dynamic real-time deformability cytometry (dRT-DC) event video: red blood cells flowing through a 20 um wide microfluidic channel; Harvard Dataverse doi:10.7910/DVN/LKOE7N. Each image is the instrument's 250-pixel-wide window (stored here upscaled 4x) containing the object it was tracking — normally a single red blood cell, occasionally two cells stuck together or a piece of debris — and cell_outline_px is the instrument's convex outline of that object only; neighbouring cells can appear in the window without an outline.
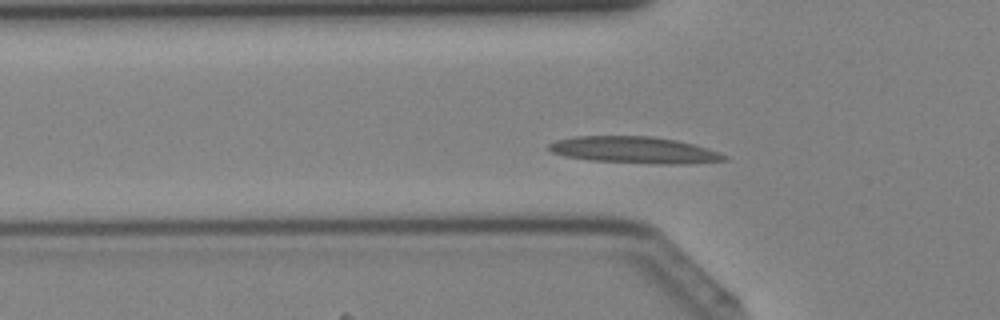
{"species": "Egyptian fruit bat (a non-hibernating species)", "species_latin": "Rousettus aegyptiacus", "temperature_condition": "cold", "stored_images_in_passage": 38, "camera_frame_rate_fps": 3000, "um_per_image_px": 0.085, "animal": {"sex": "female"}, "frame": {"image": 1, "passage_image": 9, "time_ms": 2.667, "image_size_px": [1000, 320], "cell_outline_px": [[728, 160], [688, 164], [656, 164], [588, 160], [564, 156], [552, 152], [544, 148], [548, 144], [556, 140], [576, 136], [652, 136], [676, 140], [692, 144], [728, 156]], "centroid_in_image_um": [53.86, 12.75], "position_along_channel_um": 71.9, "area_um2": 27.34}}
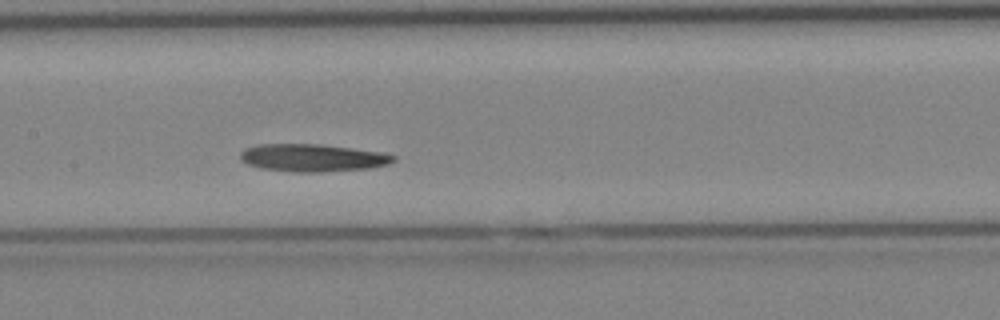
{"frame": {"image": 2, "passage_image": 16, "time_ms": 5.0, "image_size_px": [1000, 320], "cell_outline_px": [[396, 160], [388, 164], [368, 168], [324, 172], [292, 172], [260, 168], [248, 164], [240, 160], [240, 152], [244, 148], [256, 144], [320, 144], [352, 148], [380, 152], [396, 156]], "centroid_in_image_um": [26.52, 13.41], "position_along_channel_um": 180.9, "area_um2": 24.74}}
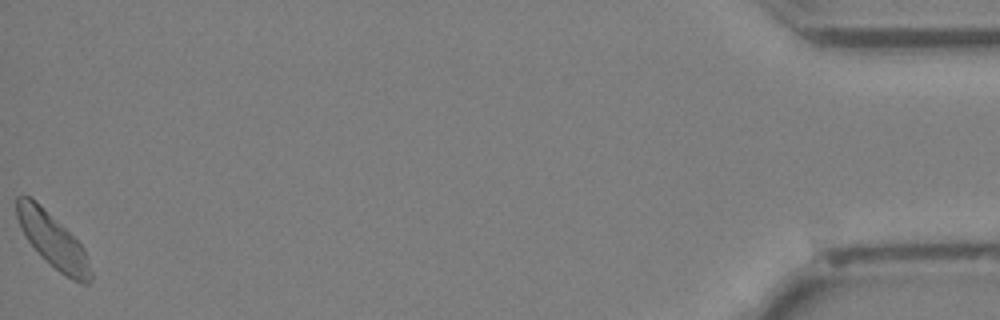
{"frame": {"image": 3, "passage_image": 38, "time_ms": 12.333, "image_size_px": [1000, 320], "cell_outline_px": [[92, 280], [88, 284], [80, 284], [72, 280], [60, 272], [28, 240], [16, 216], [16, 196], [28, 196], [36, 200], [84, 248], [92, 272]], "centroid_in_image_um": [4.52, 20.44], "position_along_channel_um": 430.7, "area_um2": 22.6}}